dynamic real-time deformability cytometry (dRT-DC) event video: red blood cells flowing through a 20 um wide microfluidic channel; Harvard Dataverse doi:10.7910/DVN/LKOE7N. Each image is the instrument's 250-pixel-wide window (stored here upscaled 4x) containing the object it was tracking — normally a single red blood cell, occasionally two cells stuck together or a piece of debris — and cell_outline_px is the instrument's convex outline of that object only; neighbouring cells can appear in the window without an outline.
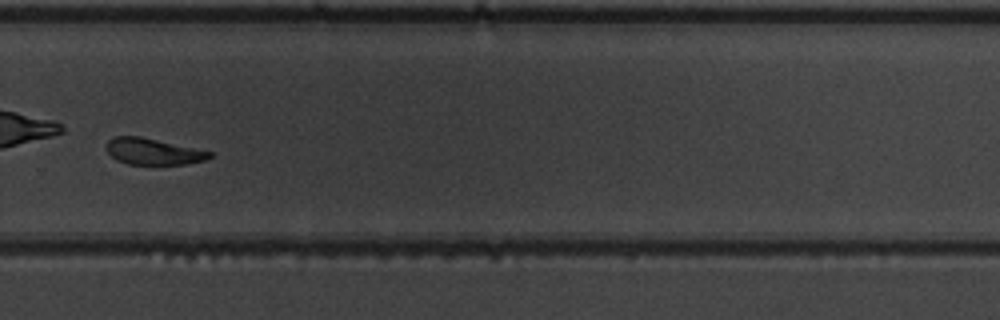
{"species": "common noctule bat (a hibernating species)", "species_latin": "Nyctalus noctula", "temperature_condition": "warm", "stored_images_in_passage": 53, "camera_frame_rate_fps": 3000, "um_per_image_px": 0.085, "animal": {"sex": "male", "body_mass_g": 19.5, "forearm_length_mm": 54.6}, "frame": {"image": 1, "passage_image": 38, "time_ms": 12.333, "image_size_px": [1000, 320], "cell_outline_px": [[212, 156], [204, 160], [184, 164], [128, 164], [116, 160], [104, 148], [104, 144], [108, 140], [116, 136], [140, 136], [212, 152]], "centroid_in_image_um": [12.94, 12.87], "position_along_channel_um": 316.9, "area_um2": 15.72}, "authors_computed_cell_mechanics": {"area_um2": 18.1492, "velocity_mm_per_s": 3.7638, "shape_relaxation_time_tau1_ms": 2.3528, "shape_relaxation_time_tau2_ms": 2.3913, "deformation_change_tau1": 0.144, "deformation_change_tau2": 0.1095}}